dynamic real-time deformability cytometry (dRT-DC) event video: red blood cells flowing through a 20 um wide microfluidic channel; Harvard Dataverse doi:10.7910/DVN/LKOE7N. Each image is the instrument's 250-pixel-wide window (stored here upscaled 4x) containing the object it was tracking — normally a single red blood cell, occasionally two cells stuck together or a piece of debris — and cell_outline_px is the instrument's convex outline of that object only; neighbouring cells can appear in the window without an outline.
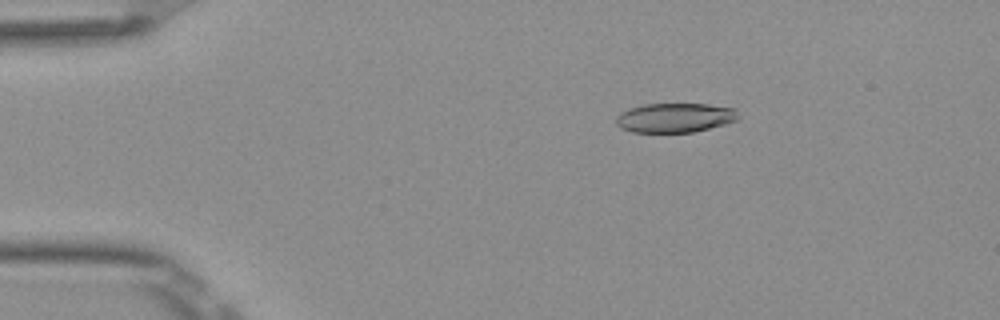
{"species": "Egyptian fruit bat (a non-hibernating species)", "species_latin": "Rousettus aegyptiacus", "temperature_condition": "room temperature", "stored_images_in_passage": 49, "camera_frame_rate_fps": 3000, "um_per_image_px": 0.085, "frame": {"image": 1, "passage_image": 6, "time_ms": 1.667, "image_size_px": [1000, 320], "cell_outline_px": [[740, 116], [736, 120], [724, 124], [692, 132], [632, 132], [620, 128], [616, 124], [616, 116], [620, 112], [644, 104], [708, 104], [736, 108]], "centroid_in_image_um": [57.37, 10.0], "position_along_channel_um": 27.6, "area_um2": 20.92}}
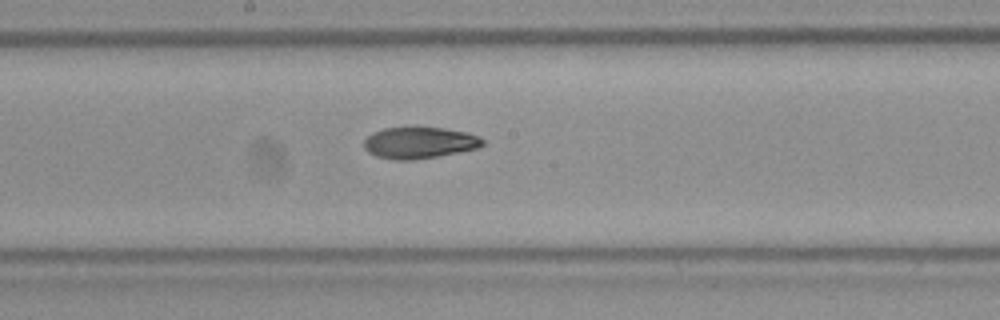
{"frame": {"image": 2, "passage_image": 25, "time_ms": 8.0, "image_size_px": [1000, 320], "cell_outline_px": [[484, 144], [480, 148], [436, 156], [412, 160], [392, 160], [376, 156], [368, 152], [364, 148], [364, 140], [372, 132], [384, 128], [444, 128], [468, 132], [480, 136], [484, 140]], "centroid_in_image_um": [35.66, 12.14], "position_along_channel_um": 212.5, "area_um2": 21.79}}
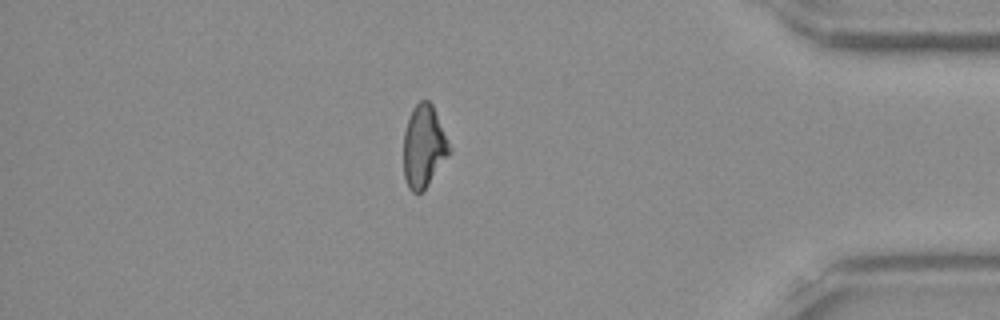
{"frame": {"image": 3, "passage_image": 42, "time_ms": 13.667, "image_size_px": [1000, 320], "cell_outline_px": [[452, 148], [428, 184], [420, 192], [412, 192], [408, 188], [404, 176], [404, 132], [408, 116], [412, 108], [420, 100], [428, 100], [432, 104]], "centroid_in_image_um": [36.0, 12.4], "position_along_channel_um": 399.2, "area_um2": 21.73}, "authors_computed_cell_mechanics": {"area_um2": 22.1952, "velocity_mm_per_s": 3.9083, "shape_relaxation_time_tau1_ms": 7.6655, "shape_relaxation_time_tau2_ms": 4.3654, "deformation_change_tau1": 0.1925, "deformation_change_tau2": 0.1067}}